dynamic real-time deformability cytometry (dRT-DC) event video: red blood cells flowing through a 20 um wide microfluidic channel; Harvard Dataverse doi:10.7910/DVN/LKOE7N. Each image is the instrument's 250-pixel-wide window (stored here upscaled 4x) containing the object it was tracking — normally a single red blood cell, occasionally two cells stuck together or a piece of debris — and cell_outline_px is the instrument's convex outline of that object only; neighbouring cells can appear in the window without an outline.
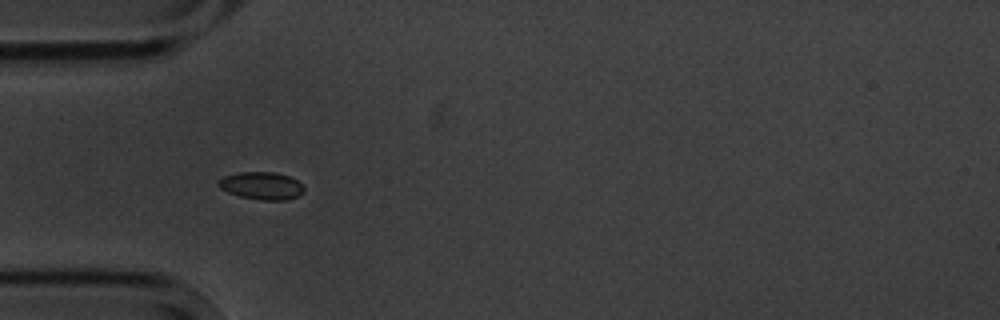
{"species": "common noctule bat (a hibernating species)", "species_latin": "Nyctalus noctula", "temperature_condition": "cold", "stored_images_in_passage": 2, "camera_frame_rate_fps": 3000, "um_per_image_px": 0.085, "animal": {"sex": "male", "body_mass_g": 20.1, "forearm_length_mm": 53.5}, "frame": {"image": 1, "passage_image": 1, "time_ms": 0.0, "image_size_px": [1000, 320], "cell_outline_px": [[304, 192], [296, 196], [284, 200], [260, 200], [240, 196], [228, 192], [220, 188], [216, 184], [224, 176], [240, 172], [276, 172], [288, 176], [296, 180], [304, 188]], "centroid_in_image_um": [22.22, 15.78], "position_along_channel_um": 62.8, "area_um2": 13.58}}
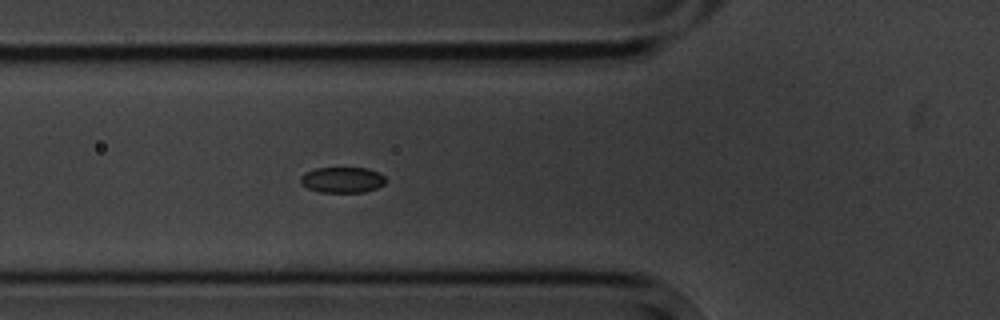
{"frame": {"image": 2, "passage_image": 2, "time_ms": 1.0, "image_size_px": [1000, 320], "cell_outline_px": [[384, 184], [376, 188], [364, 192], [320, 192], [308, 188], [300, 184], [300, 176], [304, 172], [316, 168], [368, 168], [384, 176]], "centroid_in_image_um": [29.04, 15.29], "position_along_channel_um": 96.8, "area_um2": 12.72}}